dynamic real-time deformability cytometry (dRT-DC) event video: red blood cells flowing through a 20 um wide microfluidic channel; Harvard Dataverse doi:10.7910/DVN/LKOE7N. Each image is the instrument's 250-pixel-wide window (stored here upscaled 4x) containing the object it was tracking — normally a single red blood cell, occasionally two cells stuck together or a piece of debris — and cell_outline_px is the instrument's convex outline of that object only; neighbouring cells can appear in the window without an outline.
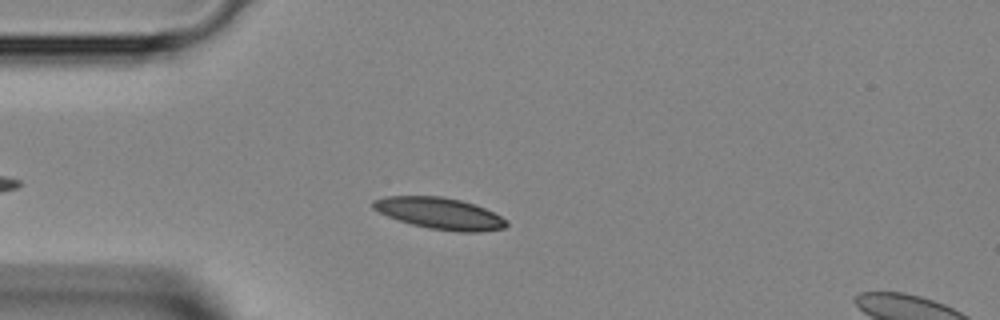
{"species": "Egyptian fruit bat (a non-hibernating species)", "species_latin": "Rousettus aegyptiacus", "temperature_condition": "room temperature", "stored_images_in_passage": 37, "camera_frame_rate_fps": 3000, "um_per_image_px": 0.085, "animal": {"sex": "female"}, "frame": {"image": 1, "passage_image": 7, "time_ms": 2.0, "image_size_px": [1000, 320], "cell_outline_px": [[508, 224], [504, 228], [480, 232], [456, 232], [428, 228], [412, 224], [388, 216], [372, 208], [372, 200], [384, 196], [440, 196], [460, 200], [484, 208], [508, 220]], "centroid_in_image_um": [37.37, 18.14], "position_along_channel_um": 47.6, "area_um2": 24.39}}
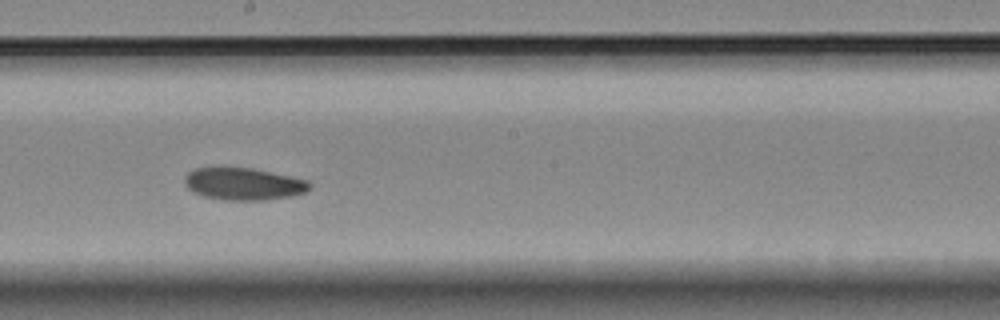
{"frame": {"image": 2, "passage_image": 20, "time_ms": 6.333, "image_size_px": [1000, 320], "cell_outline_px": [[312, 188], [308, 192], [288, 196], [264, 200], [228, 200], [204, 196], [192, 192], [184, 184], [184, 180], [188, 172], [196, 168], [252, 168], [308, 180], [312, 184]], "centroid_in_image_um": [20.73, 15.64], "position_along_channel_um": 227.5, "area_um2": 23.35}}
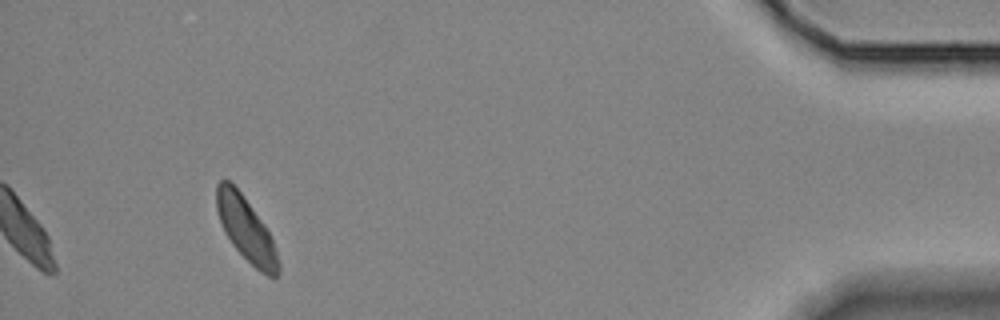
{"frame": {"image": 3, "passage_image": 37, "time_ms": 12.0, "image_size_px": [1000, 320], "cell_outline_px": [[280, 272], [276, 276], [268, 276], [260, 272], [232, 244], [224, 232], [216, 208], [216, 184], [220, 180], [228, 180], [240, 192], [264, 224], [272, 240], [280, 264]], "centroid_in_image_um": [20.9, 19.48], "position_along_channel_um": 414.3, "area_um2": 22.54}}